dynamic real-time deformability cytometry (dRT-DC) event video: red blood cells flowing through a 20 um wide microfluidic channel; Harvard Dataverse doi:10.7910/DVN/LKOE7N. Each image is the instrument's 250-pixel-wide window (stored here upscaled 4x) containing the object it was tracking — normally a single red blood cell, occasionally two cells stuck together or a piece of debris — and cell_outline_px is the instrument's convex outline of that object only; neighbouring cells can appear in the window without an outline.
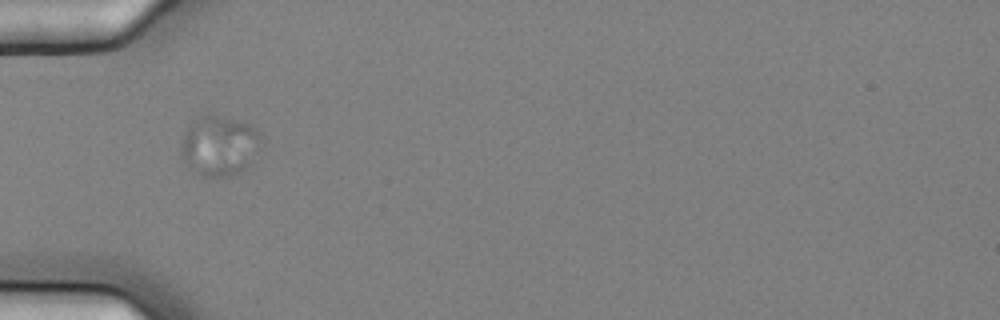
{"species": "common noctule bat (a hibernating species)", "species_latin": "Nyctalus noctula", "temperature_condition": "cold", "stored_images_in_passage": 4, "camera_frame_rate_fps": 3000, "um_per_image_px": 0.085, "animal": {"sex": "female", "body_mass_g": 25.1}, "frame": {"image": 1, "passage_image": 4, "time_ms": 1.0, "image_size_px": [1000, 320], "cell_outline_px": [[264, 144], [248, 164], [240, 172], [232, 176], [200, 176], [180, 156], [180, 148], [184, 132], [192, 120], [200, 112], [208, 112], [248, 124], [260, 136]], "centroid_in_image_um": [18.6, 12.34], "position_along_channel_um": 66.4, "area_um2": 28.32}}